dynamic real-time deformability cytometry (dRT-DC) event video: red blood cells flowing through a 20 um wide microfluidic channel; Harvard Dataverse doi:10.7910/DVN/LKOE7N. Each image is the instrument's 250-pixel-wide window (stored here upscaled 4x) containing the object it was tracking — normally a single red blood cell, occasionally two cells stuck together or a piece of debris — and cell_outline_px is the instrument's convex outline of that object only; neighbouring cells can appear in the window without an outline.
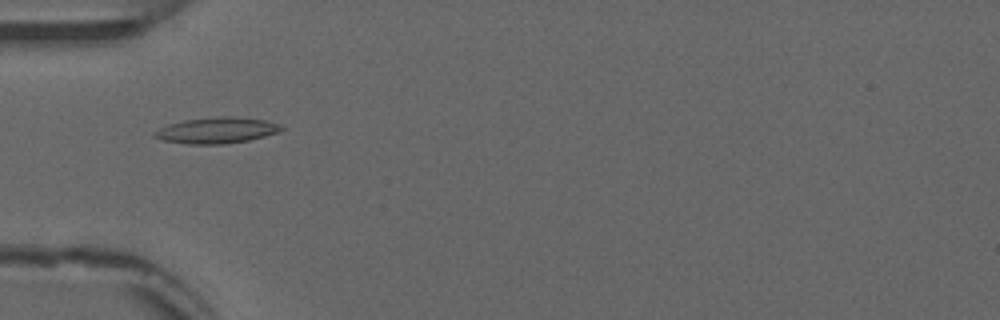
{"species": "common noctule bat (a hibernating species)", "species_latin": "Nyctalus noctula", "temperature_condition": "warm", "stored_images_in_passage": 50, "camera_frame_rate_fps": 3000, "um_per_image_px": 0.085, "animal": {"sex": "male", "forearm_length_mm": 52.5}, "frame": {"image": 1, "passage_image": 14, "time_ms": 4.333, "image_size_px": [1000, 320], "cell_outline_px": [[284, 128], [280, 132], [248, 140], [224, 144], [188, 144], [160, 140], [152, 136], [152, 132], [168, 124], [184, 120], [220, 116], [232, 116], [264, 120], [280, 124]], "centroid_in_image_um": [18.39, 11.08], "position_along_channel_um": 66.6, "area_um2": 19.31}}
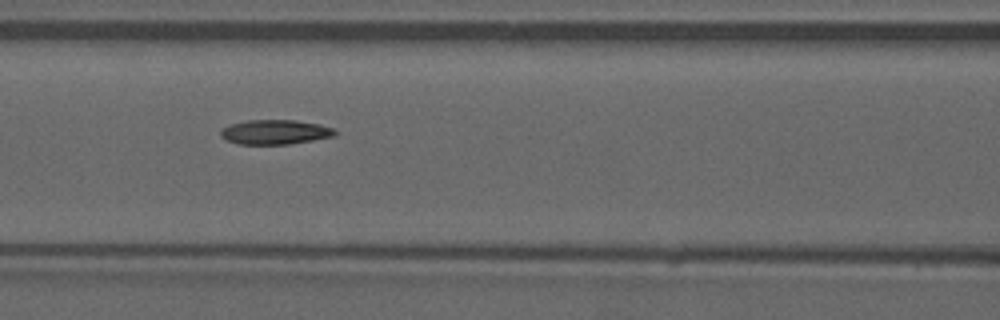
{"frame": {"image": 2, "passage_image": 20, "time_ms": 6.333, "image_size_px": [1000, 320], "cell_outline_px": [[336, 136], [288, 144], [240, 144], [224, 140], [220, 136], [220, 128], [228, 124], [248, 120], [296, 120], [320, 124], [332, 128], [336, 132]], "centroid_in_image_um": [23.33, 11.22], "position_along_channel_um": 143.3, "area_um2": 16.53}}
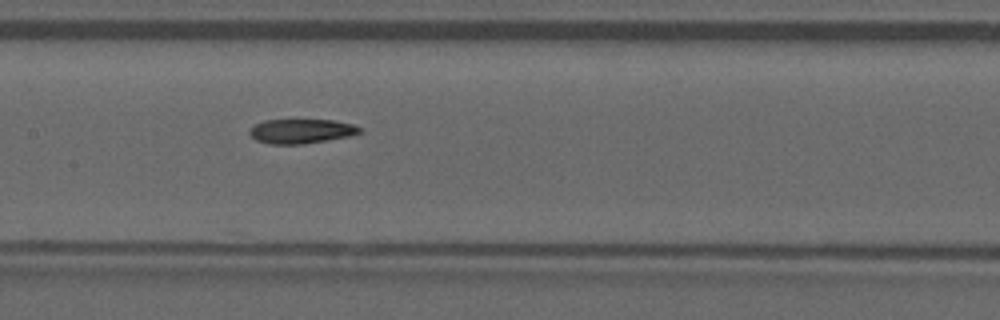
{"frame": {"image": 3, "passage_image": 23, "time_ms": 7.333, "image_size_px": [1000, 320], "cell_outline_px": [[364, 128], [360, 132], [348, 136], [304, 144], [268, 144], [256, 140], [248, 132], [256, 124], [264, 120], [332, 120], [352, 124]], "centroid_in_image_um": [25.6, 11.15], "position_along_channel_um": 181.8, "area_um2": 15.55}, "authors_computed_cell_mechanics": {"area_um2": 16.4152, "velocity_mm_per_s": 3.8606, "shape_relaxation_time_tau1_ms": null, "shape_relaxation_time_tau2_ms": 2.9261, "deformation_change_tau1": null, "deformation_change_tau2": 0.0797}}